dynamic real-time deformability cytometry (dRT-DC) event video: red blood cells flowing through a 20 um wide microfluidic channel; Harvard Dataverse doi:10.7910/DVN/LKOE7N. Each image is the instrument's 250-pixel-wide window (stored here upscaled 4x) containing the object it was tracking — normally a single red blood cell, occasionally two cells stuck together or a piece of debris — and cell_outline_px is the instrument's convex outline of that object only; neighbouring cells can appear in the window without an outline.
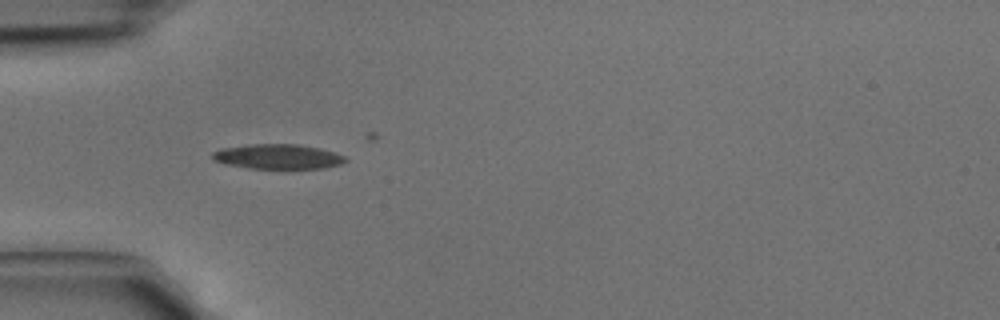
{"species": "common noctule bat (a hibernating species)", "species_latin": "Nyctalus noctula", "temperature_condition": "cold", "stored_images_in_passage": 3, "camera_frame_rate_fps": 3000, "um_per_image_px": 0.085, "animal": {"sex": "male", "body_mass_g": 15.6}, "frame": {"image": 1, "passage_image": 1, "time_ms": 0.0, "image_size_px": [1000, 320], "cell_outline_px": [[348, 160], [340, 164], [324, 168], [288, 172], [248, 168], [224, 164], [212, 160], [212, 152], [220, 148], [252, 144], [300, 144], [320, 148], [344, 156]], "centroid_in_image_um": [23.61, 13.36], "position_along_channel_um": 61.4, "area_um2": 20.35}}